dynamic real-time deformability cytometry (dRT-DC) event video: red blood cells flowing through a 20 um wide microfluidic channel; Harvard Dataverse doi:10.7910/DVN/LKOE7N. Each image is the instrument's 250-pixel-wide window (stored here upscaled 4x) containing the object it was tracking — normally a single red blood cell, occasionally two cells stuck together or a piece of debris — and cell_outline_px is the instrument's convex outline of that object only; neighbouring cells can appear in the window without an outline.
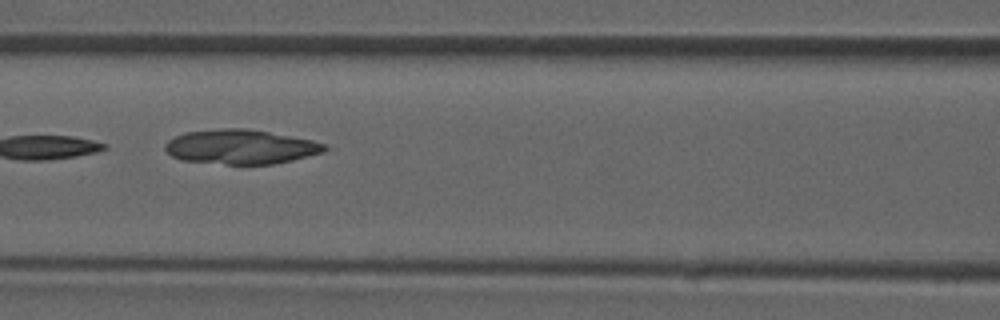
{"species": "common noctule bat (a hibernating species)", "species_latin": "Nyctalus noctula", "temperature_condition": "room temperature", "stored_images_in_passage": 6, "camera_frame_rate_fps": 3000, "um_per_image_px": 0.085, "animal": {"sex": "male", "forearm_length_mm": 52.5}, "frame": {"image": 1, "passage_image": 6, "time_ms": 1.667, "image_size_px": [1000, 320], "cell_outline_px": [[328, 148], [324, 152], [292, 160], [272, 164], [224, 164], [180, 160], [172, 156], [164, 148], [164, 144], [168, 140], [184, 132], [220, 128], [248, 128], [312, 140], [324, 144]], "centroid_in_image_um": [20.43, 12.47], "position_along_channel_um": 146.2, "area_um2": 32.08}}